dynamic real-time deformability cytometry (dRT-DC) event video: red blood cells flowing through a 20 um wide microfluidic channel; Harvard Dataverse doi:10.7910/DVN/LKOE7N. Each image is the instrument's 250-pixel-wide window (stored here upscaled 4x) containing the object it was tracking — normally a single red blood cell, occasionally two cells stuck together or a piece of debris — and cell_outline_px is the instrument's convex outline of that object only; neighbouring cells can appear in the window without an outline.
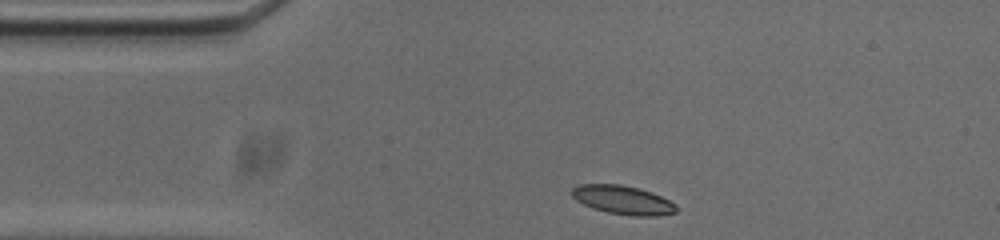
{"species": "common noctule bat (a hibernating species)", "species_latin": "Nyctalus noctula", "temperature_condition": "cold", "stored_images_in_passage": 35, "camera_frame_rate_fps": 3000, "um_per_image_px": 0.085, "animal": {"sex": "male", "body_mass_g": 20.0, "forearm_length_mm": 53.3}, "frame": {"image": 1, "passage_image": 1, "time_ms": 0.0, "image_size_px": [1000, 240], "cell_outline_px": [[676, 212], [656, 216], [632, 216], [608, 212], [592, 208], [576, 200], [572, 196], [572, 188], [580, 184], [620, 184], [652, 192], [676, 204]], "centroid_in_image_um": [52.93, 17.0], "position_along_channel_um": 32.1, "area_um2": 17.34}}
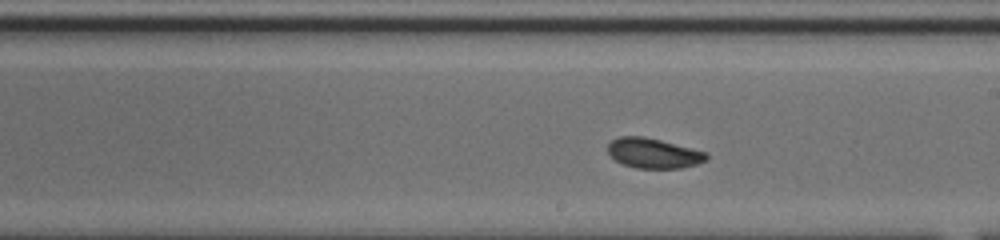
{"frame": {"image": 2, "passage_image": 20, "time_ms": 6.333, "image_size_px": [1000, 240], "cell_outline_px": [[708, 160], [696, 164], [680, 168], [636, 168], [624, 164], [616, 160], [608, 152], [608, 144], [612, 140], [620, 136], [644, 136], [708, 152]], "centroid_in_image_um": [55.57, 13.02], "position_along_channel_um": 233.4, "area_um2": 17.17}}
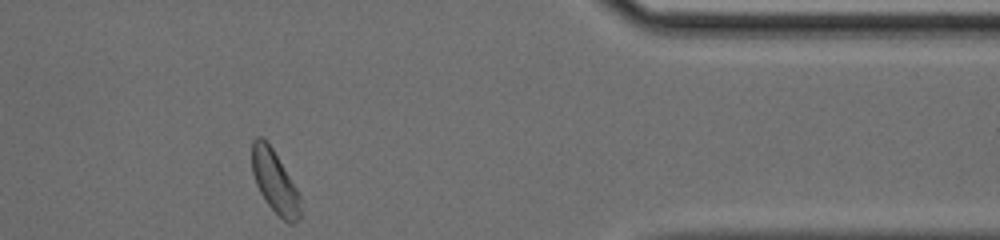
{"frame": {"image": 3, "passage_image": 35, "time_ms": 11.333, "image_size_px": [1000, 240], "cell_outline_px": [[300, 216], [292, 224], [288, 224], [268, 204], [260, 192], [256, 184], [252, 172], [252, 140], [256, 136], [260, 136], [272, 148], [296, 188], [300, 196]], "centroid_in_image_um": [23.34, 15.44], "position_along_channel_um": 388.1, "area_um2": 17.22}, "authors_computed_cell_mechanics": {"area_um2": 17.2822, "velocity_mm_per_s": 3.6936, "shape_relaxation_time_tau1_ms": 3.941, "shape_relaxation_time_tau2_ms": 1.6459, "deformation_change_tau1": 0.1236, "deformation_change_tau2": 0.0551}}